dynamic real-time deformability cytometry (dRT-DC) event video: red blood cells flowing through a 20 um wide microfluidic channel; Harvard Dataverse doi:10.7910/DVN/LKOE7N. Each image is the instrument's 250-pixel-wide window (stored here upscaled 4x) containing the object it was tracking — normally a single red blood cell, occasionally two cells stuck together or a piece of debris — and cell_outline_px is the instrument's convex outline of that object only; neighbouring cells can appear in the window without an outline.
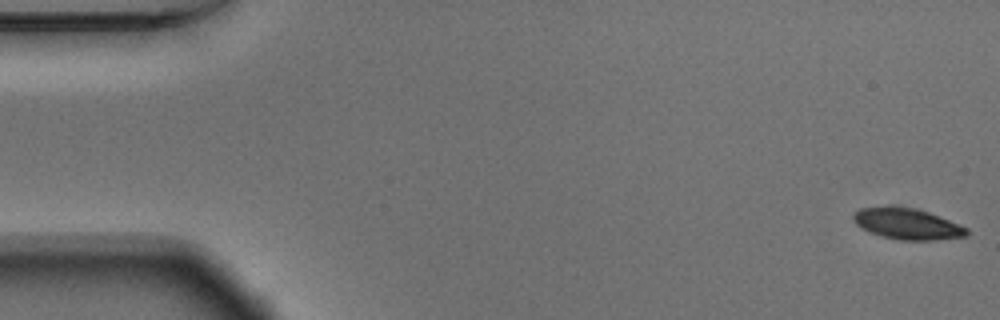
{"species": "Egyptian fruit bat (a non-hibernating species)", "species_latin": "Rousettus aegyptiacus", "temperature_condition": "warm", "stored_images_in_passage": 54, "camera_frame_rate_fps": 3000, "um_per_image_px": 0.085, "animal": {"sex": "male"}, "frame": {"image": 1, "passage_image": 1, "time_ms": 0.0, "image_size_px": [1000, 320], "cell_outline_px": [[968, 236], [936, 240], [900, 240], [880, 236], [868, 232], [860, 228], [852, 220], [852, 216], [860, 208], [912, 208], [928, 212], [940, 216], [968, 228]], "centroid_in_image_um": [77.13, 19.07], "position_along_channel_um": 7.9, "area_um2": 20.23}}
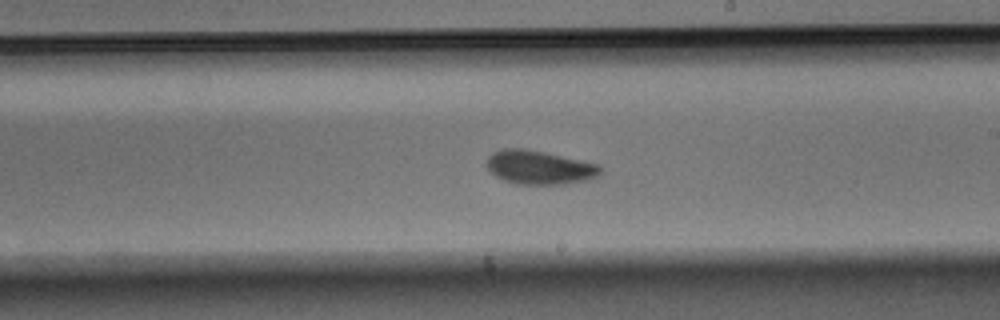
{"frame": {"image": 2, "passage_image": 31, "time_ms": 10.0, "image_size_px": [1000, 320], "cell_outline_px": [[600, 172], [596, 176], [588, 180], [564, 184], [516, 184], [504, 180], [496, 176], [484, 164], [488, 156], [492, 152], [504, 148], [524, 148], [544, 152], [600, 164]], "centroid_in_image_um": [45.81, 14.22], "position_along_channel_um": 243.2, "area_um2": 22.43}}
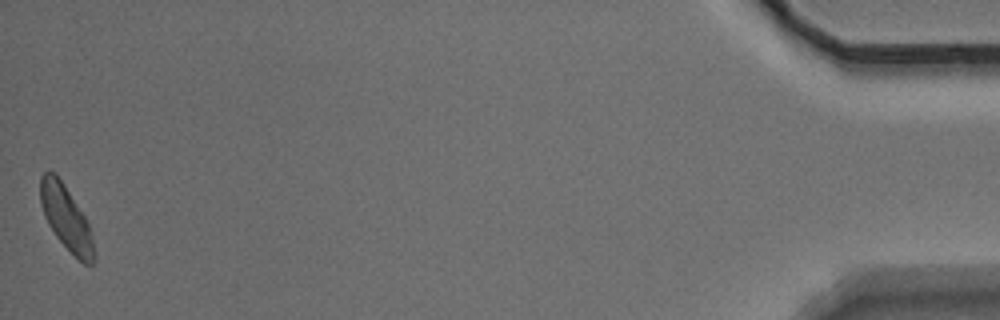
{"frame": {"image": 3, "passage_image": 54, "time_ms": 17.667, "image_size_px": [1000, 320], "cell_outline_px": [[96, 260], [92, 264], [84, 264], [56, 236], [48, 224], [44, 216], [40, 204], [40, 176], [44, 172], [56, 172], [64, 184], [84, 216], [88, 224], [96, 256]], "centroid_in_image_um": [5.6, 18.5], "position_along_channel_um": 429.6, "area_um2": 19.77}, "authors_computed_cell_mechanics": {"area_um2": 21.2415, "velocity_mm_per_s": 3.7065, "shape_relaxation_time_tau1_ms": 2.4468, "shape_relaxation_time_tau2_ms": 4.0071, "deformation_change_tau1": 0.0922, "deformation_change_tau2": 0.0771}}